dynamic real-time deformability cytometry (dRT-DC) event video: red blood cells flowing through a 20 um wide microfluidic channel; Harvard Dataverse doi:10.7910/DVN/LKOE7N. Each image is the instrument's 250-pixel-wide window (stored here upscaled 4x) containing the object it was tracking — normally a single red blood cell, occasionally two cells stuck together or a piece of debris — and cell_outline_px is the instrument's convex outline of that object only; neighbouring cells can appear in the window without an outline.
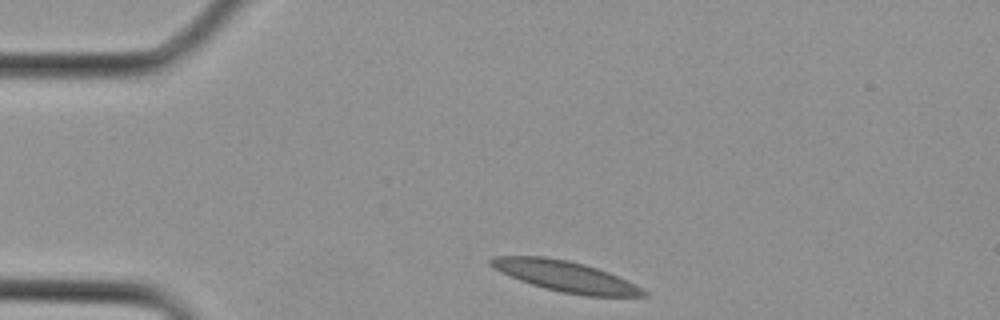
{"species": "Egyptian fruit bat (a non-hibernating species)", "species_latin": "Rousettus aegyptiacus", "temperature_condition": "cold", "stored_images_in_passage": 2, "camera_frame_rate_fps": 3000, "um_per_image_px": 0.085, "animal": {"sex": "female"}, "frame": {"image": 1, "passage_image": 1, "time_ms": 0.0, "image_size_px": [1000, 320], "cell_outline_px": [[648, 296], [584, 296], [560, 292], [544, 288], [520, 280], [500, 272], [488, 264], [488, 260], [496, 256], [544, 256], [568, 260], [584, 264], [608, 272], [628, 280], [648, 292]], "centroid_in_image_um": [48.07, 23.49], "position_along_channel_um": 36.9, "area_um2": 27.34}}